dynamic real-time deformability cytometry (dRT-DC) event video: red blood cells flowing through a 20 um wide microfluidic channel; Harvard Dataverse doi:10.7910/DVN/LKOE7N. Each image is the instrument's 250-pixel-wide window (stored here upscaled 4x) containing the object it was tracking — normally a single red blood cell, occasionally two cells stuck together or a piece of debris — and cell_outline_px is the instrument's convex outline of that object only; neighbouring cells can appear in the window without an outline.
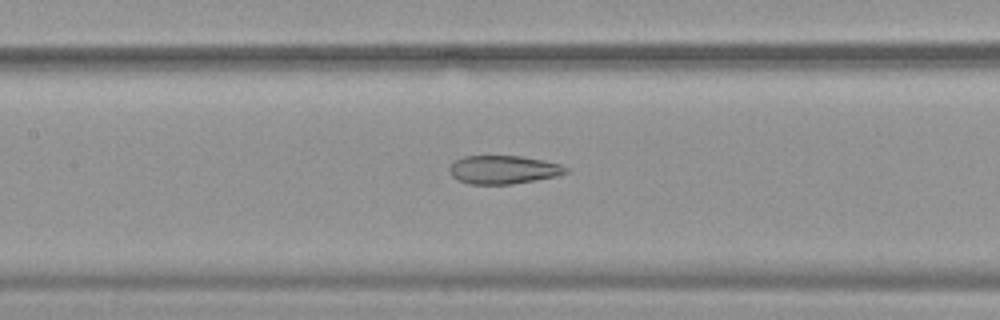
{"species": "common noctule bat (a hibernating species)", "species_latin": "Nyctalus noctula", "temperature_condition": "warm", "stored_images_in_passage": 36, "camera_frame_rate_fps": 3000, "um_per_image_px": 0.085, "animal": {"sex": "female", "body_mass_g": 19.9}, "frame": {"image": 1, "passage_image": 8, "time_ms": 2.333, "image_size_px": [1000, 320], "cell_outline_px": [[568, 172], [556, 176], [536, 180], [512, 184], [468, 184], [456, 180], [448, 172], [448, 168], [456, 160], [464, 156], [520, 156], [544, 160], [560, 164], [568, 168]], "centroid_in_image_um": [42.76, 14.43], "position_along_channel_um": 164.6, "area_um2": 19.36}}
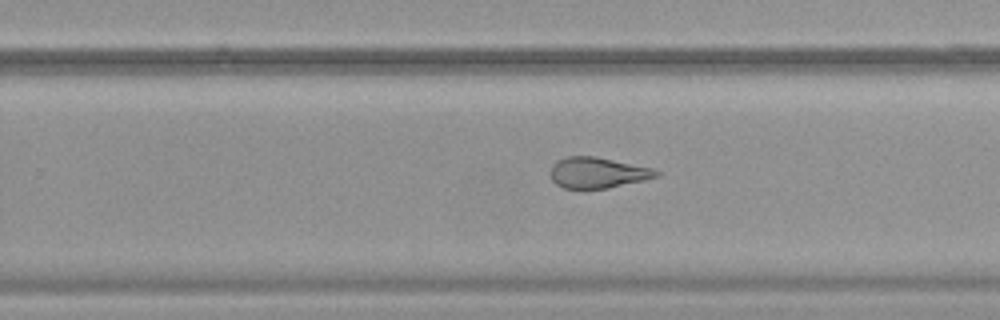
{"frame": {"image": 2, "passage_image": 17, "time_ms": 5.333, "image_size_px": [1000, 320], "cell_outline_px": [[660, 176], [644, 180], [608, 188], [564, 188], [556, 184], [552, 180], [548, 172], [552, 164], [556, 160], [568, 156], [596, 156], [652, 168], [660, 172]], "centroid_in_image_um": [50.76, 14.67], "position_along_channel_um": 279.0, "area_um2": 19.13}}
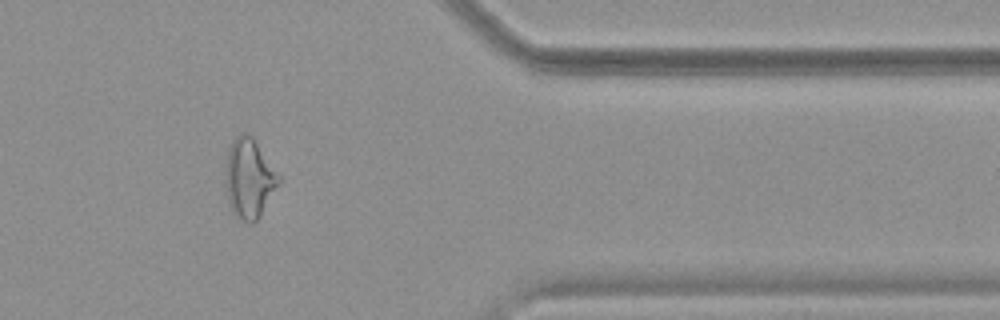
{"frame": {"image": 3, "passage_image": 27, "time_ms": 8.667, "image_size_px": [1000, 320], "cell_outline_px": [[280, 180], [260, 216], [252, 224], [248, 224], [236, 216], [232, 212], [228, 200], [224, 172], [224, 168], [228, 148], [232, 140], [240, 132], [248, 132], [252, 136], [280, 176]], "centroid_in_image_um": [21.13, 15.14], "position_along_channel_um": 390.3, "area_um2": 24.74}}